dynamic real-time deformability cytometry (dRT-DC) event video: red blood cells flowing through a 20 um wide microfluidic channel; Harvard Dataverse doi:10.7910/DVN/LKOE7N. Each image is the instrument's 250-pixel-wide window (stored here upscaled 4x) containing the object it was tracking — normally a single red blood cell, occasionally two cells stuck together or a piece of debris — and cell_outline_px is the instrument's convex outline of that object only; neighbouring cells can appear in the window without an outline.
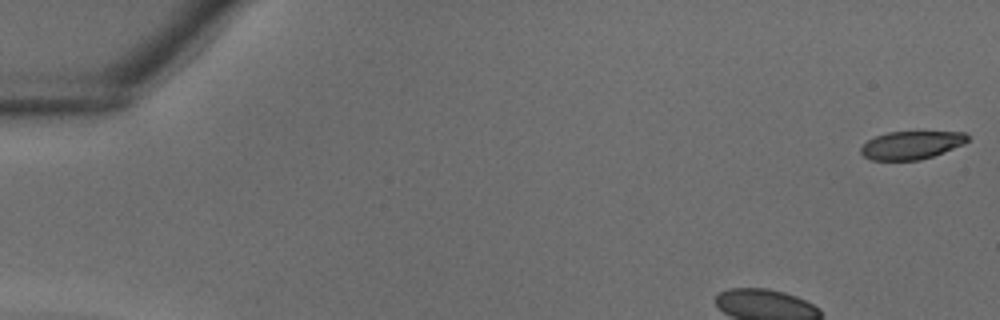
{"species": "common noctule bat (a hibernating species)", "species_latin": "Nyctalus noctula", "temperature_condition": "warm", "stored_images_in_passage": 36, "camera_frame_rate_fps": 3000, "um_per_image_px": 0.085, "animal": {"sex": "male", "body_mass_g": 18.8}, "frame": {"image": 1, "passage_image": 1, "time_ms": 0.0, "image_size_px": [1000, 320], "cell_outline_px": [[968, 140], [964, 144], [932, 156], [920, 160], [872, 160], [864, 156], [860, 152], [860, 148], [868, 140], [876, 136], [888, 132], [964, 132], [968, 136]], "centroid_in_image_um": [77.45, 12.33], "position_along_channel_um": 7.5, "area_um2": 17.28}}
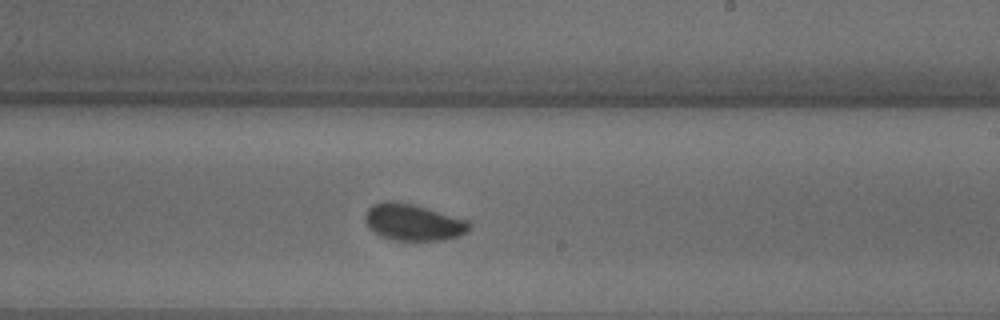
{"frame": {"image": 2, "passage_image": 20, "time_ms": 6.333, "image_size_px": [1000, 320], "cell_outline_px": [[468, 232], [460, 236], [444, 240], [392, 240], [368, 228], [364, 220], [364, 216], [368, 208], [372, 204], [384, 200], [396, 200], [412, 204], [468, 220]], "centroid_in_image_um": [35.08, 18.88], "position_along_channel_um": 253.9, "area_um2": 22.2}}
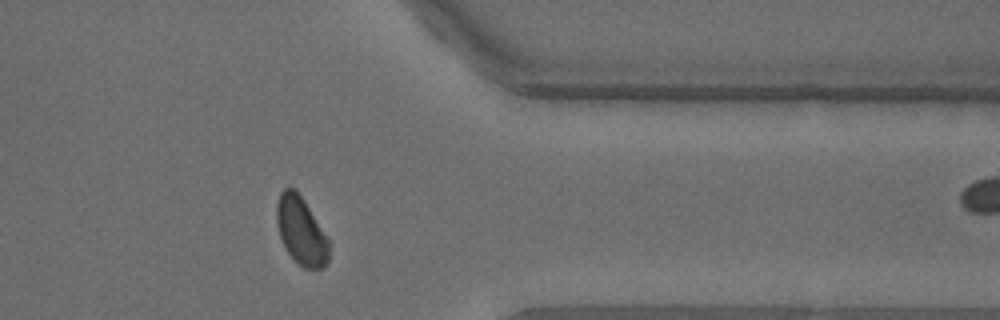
{"frame": {"image": 3, "passage_image": 28, "time_ms": 9.0, "image_size_px": [1000, 320], "cell_outline_px": [[332, 244], [328, 260], [320, 268], [304, 268], [296, 264], [288, 252], [280, 236], [276, 224], [276, 204], [280, 192], [288, 184], [296, 188]], "centroid_in_image_um": [25.59, 19.59], "position_along_channel_um": 385.8, "area_um2": 21.04}}